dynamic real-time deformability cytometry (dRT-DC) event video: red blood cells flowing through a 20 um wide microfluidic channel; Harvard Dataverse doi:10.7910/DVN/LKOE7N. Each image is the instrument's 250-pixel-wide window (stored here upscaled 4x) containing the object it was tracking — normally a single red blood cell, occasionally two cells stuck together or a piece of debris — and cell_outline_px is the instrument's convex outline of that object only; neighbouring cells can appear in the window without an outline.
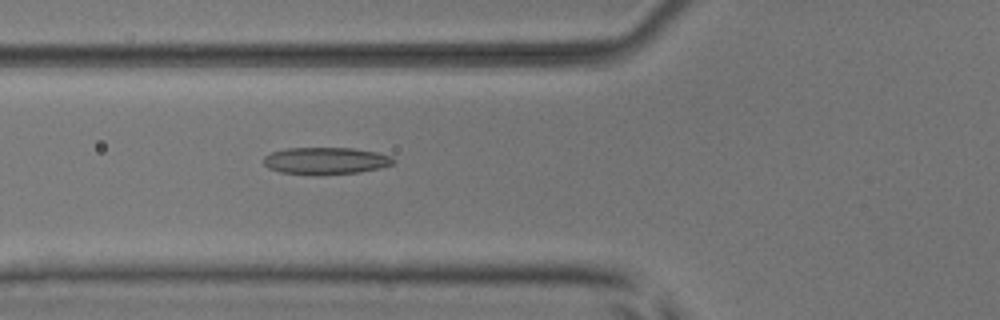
{"species": "common noctule bat (a hibernating species)", "species_latin": "Nyctalus noctula", "temperature_condition": "room temperature", "stored_images_in_passage": 44, "camera_frame_rate_fps": 3000, "um_per_image_px": 0.085, "animal": {"sex": "male", "body_mass_g": 17.9, "forearm_length_mm": 54.2}, "frame": {"image": 1, "passage_image": 11, "time_ms": 3.333, "image_size_px": [1000, 320], "cell_outline_px": [[396, 160], [392, 164], [380, 168], [360, 172], [320, 176], [316, 176], [280, 172], [268, 168], [264, 164], [264, 156], [272, 152], [284, 148], [352, 148], [376, 152], [392, 156]], "centroid_in_image_um": [27.68, 13.68], "position_along_channel_um": 98.1, "area_um2": 20.81}}
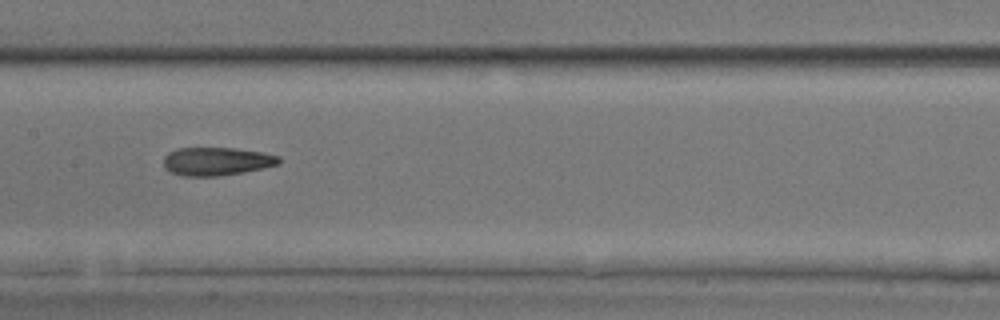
{"frame": {"image": 2, "passage_image": 18, "time_ms": 5.667, "image_size_px": [1000, 320], "cell_outline_px": [[280, 164], [264, 168], [220, 176], [184, 176], [172, 172], [164, 168], [164, 156], [168, 152], [176, 148], [232, 148], [264, 152], [280, 156]], "centroid_in_image_um": [18.42, 13.71], "position_along_channel_um": 189.0, "area_um2": 19.07}}
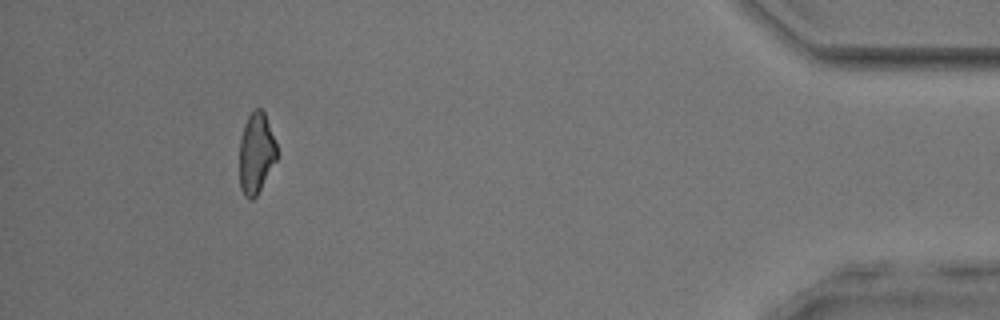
{"frame": {"image": 3, "passage_image": 40, "time_ms": 13.0, "image_size_px": [1000, 320], "cell_outline_px": [[280, 156], [256, 196], [252, 200], [248, 200], [244, 196], [240, 188], [240, 140], [244, 124], [248, 116], [256, 108], [260, 108], [264, 112], [280, 152]], "centroid_in_image_um": [21.81, 13.05], "position_along_channel_um": 413.4, "area_um2": 17.98}, "authors_computed_cell_mechanics": {"area_um2": 19.4208, "velocity_mm_per_s": 3.8885, "shape_relaxation_time_tau1_ms": 8.39, "shape_relaxation_time_tau2_ms": 2.4058, "deformation_change_tau1": 0.2186, "deformation_change_tau2": 0.1158}}